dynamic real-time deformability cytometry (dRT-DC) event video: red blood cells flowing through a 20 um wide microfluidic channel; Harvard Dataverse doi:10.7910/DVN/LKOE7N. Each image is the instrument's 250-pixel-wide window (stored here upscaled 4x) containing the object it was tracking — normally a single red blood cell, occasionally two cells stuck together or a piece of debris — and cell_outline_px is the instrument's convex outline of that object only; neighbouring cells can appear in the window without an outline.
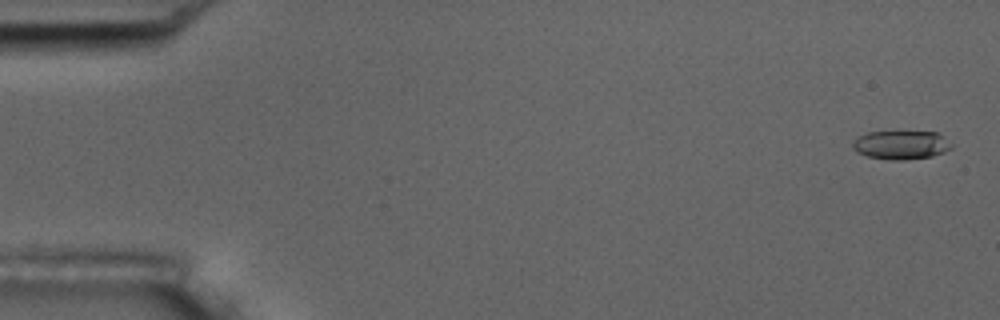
{"species": "common noctule bat (a hibernating species)", "species_latin": "Nyctalus noctula", "temperature_condition": "room temperature", "stored_images_in_passage": 52, "camera_frame_rate_fps": 3000, "um_per_image_px": 0.085, "animal": {"sex": "male", "body_mass_g": 17.5, "forearm_length_mm": 52.3}, "frame": {"image": 1, "passage_image": 2, "time_ms": 0.333, "image_size_px": [1000, 320], "cell_outline_px": [[952, 148], [944, 152], [932, 156], [904, 160], [892, 160], [868, 156], [856, 152], [852, 148], [852, 140], [868, 132], [936, 132], [952, 144]], "centroid_in_image_um": [76.56, 12.32], "position_along_channel_um": 8.4, "area_um2": 16.42}}
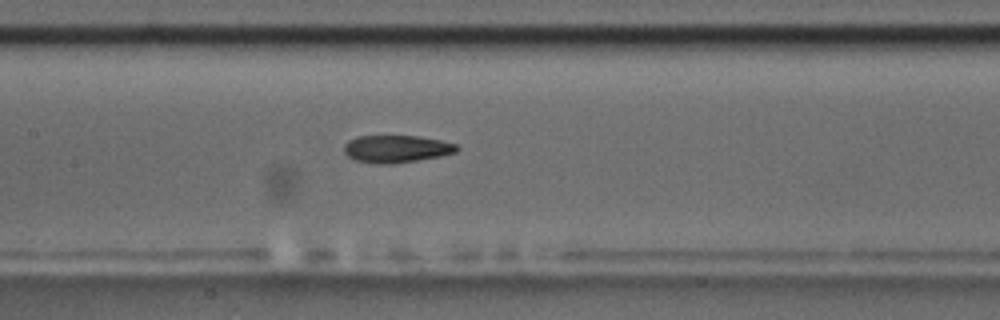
{"frame": {"image": 2, "passage_image": 27, "time_ms": 8.667, "image_size_px": [1000, 320], "cell_outline_px": [[460, 148], [456, 152], [440, 156], [392, 164], [376, 164], [356, 160], [348, 156], [344, 152], [344, 144], [348, 140], [356, 136], [420, 136], [440, 140], [456, 144]], "centroid_in_image_um": [33.68, 12.65], "position_along_channel_um": 173.7, "area_um2": 18.03}}
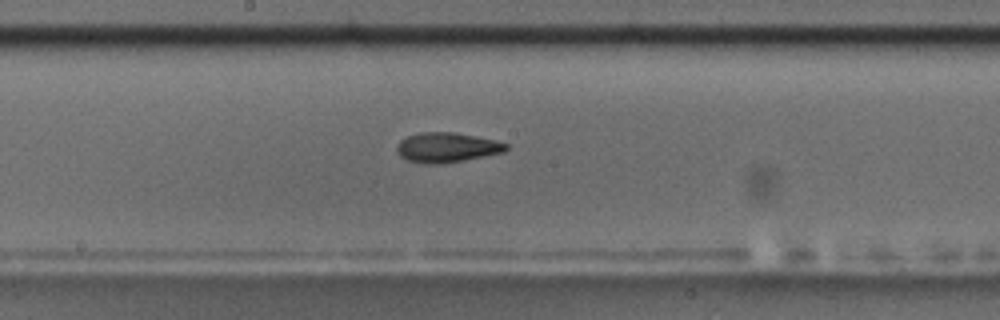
{"frame": {"image": 3, "passage_image": 30, "time_ms": 9.667, "image_size_px": [1000, 320], "cell_outline_px": [[508, 148], [504, 152], [444, 164], [424, 164], [408, 160], [400, 156], [396, 148], [396, 144], [400, 140], [408, 136], [420, 132], [452, 132], [496, 140], [508, 144]], "centroid_in_image_um": [37.96, 12.54], "position_along_channel_um": 210.2, "area_um2": 19.02}, "authors_computed_cell_mechanics": {"area_um2": 18.0914, "velocity_mm_per_s": 3.6699, "shape_relaxation_time_tau1_ms": 3.8229, "shape_relaxation_time_tau2_ms": 3.9409, "deformation_change_tau1": 0.1551, "deformation_change_tau2": 0.1118}}